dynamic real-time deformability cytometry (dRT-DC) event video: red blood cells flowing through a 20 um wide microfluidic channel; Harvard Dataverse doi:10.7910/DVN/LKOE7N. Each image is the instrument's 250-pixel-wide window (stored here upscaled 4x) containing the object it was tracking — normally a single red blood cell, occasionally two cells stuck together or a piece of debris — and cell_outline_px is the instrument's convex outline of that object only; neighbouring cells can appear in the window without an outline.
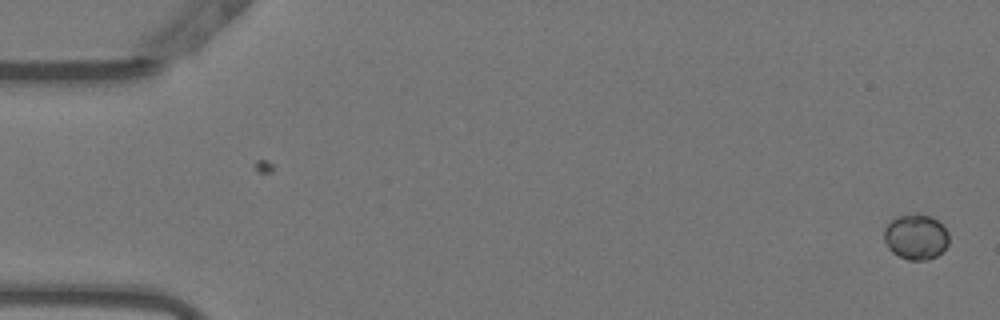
{"species": "Egyptian fruit bat (a non-hibernating species)", "species_latin": "Rousettus aegyptiacus", "temperature_condition": "warm", "stored_images_in_passage": 47, "camera_frame_rate_fps": 3000, "um_per_image_px": 0.085, "animal": {"sex": "female"}, "frame": {"image": 1, "passage_image": 1, "time_ms": 0.0, "image_size_px": [1000, 320], "cell_outline_px": [[948, 244], [936, 256], [924, 260], [908, 260], [892, 252], [888, 248], [884, 240], [884, 228], [896, 216], [912, 212], [920, 212], [932, 216], [944, 224], [948, 232]], "centroid_in_image_um": [77.85, 20.08], "position_along_channel_um": 7.1, "area_um2": 17.51}}
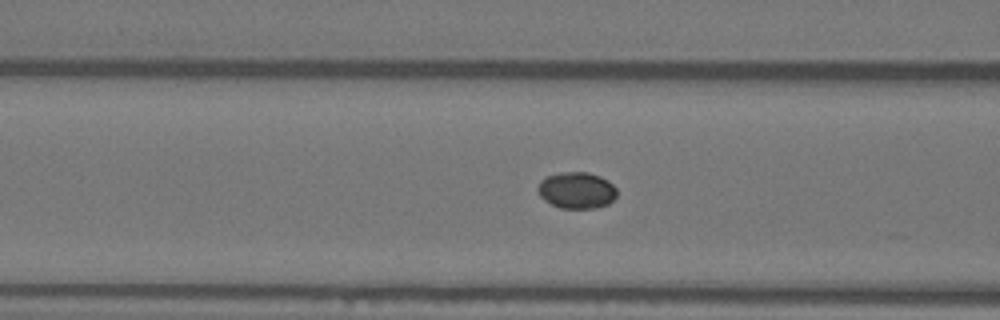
{"frame": {"image": 2, "passage_image": 21, "time_ms": 6.667, "image_size_px": [1000, 320], "cell_outline_px": [[616, 196], [608, 204], [596, 208], [560, 208], [544, 200], [540, 196], [536, 188], [540, 180], [548, 176], [560, 172], [588, 172], [600, 176], [608, 180], [616, 188]], "centroid_in_image_um": [49.0, 16.17], "position_along_channel_um": 117.6, "area_um2": 16.88}}
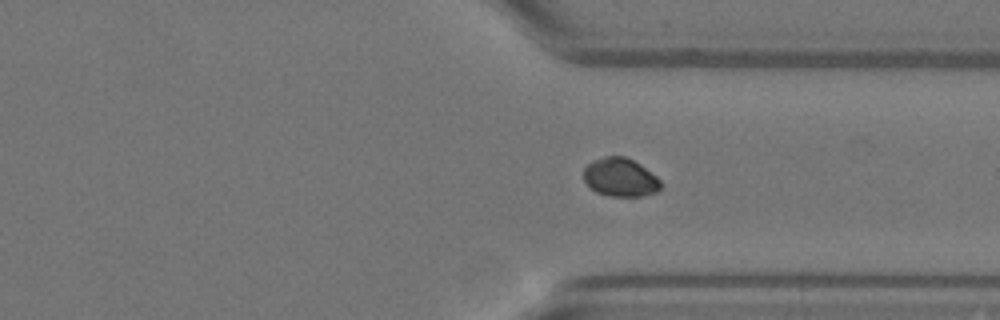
{"frame": {"image": 3, "passage_image": 40, "time_ms": 13.0, "image_size_px": [1000, 320], "cell_outline_px": [[660, 188], [656, 192], [640, 196], [608, 196], [596, 192], [584, 180], [584, 168], [592, 160], [604, 156], [624, 156], [640, 164], [656, 176], [660, 180]], "centroid_in_image_um": [52.71, 15.07], "position_along_channel_um": 358.7, "area_um2": 17.17}}